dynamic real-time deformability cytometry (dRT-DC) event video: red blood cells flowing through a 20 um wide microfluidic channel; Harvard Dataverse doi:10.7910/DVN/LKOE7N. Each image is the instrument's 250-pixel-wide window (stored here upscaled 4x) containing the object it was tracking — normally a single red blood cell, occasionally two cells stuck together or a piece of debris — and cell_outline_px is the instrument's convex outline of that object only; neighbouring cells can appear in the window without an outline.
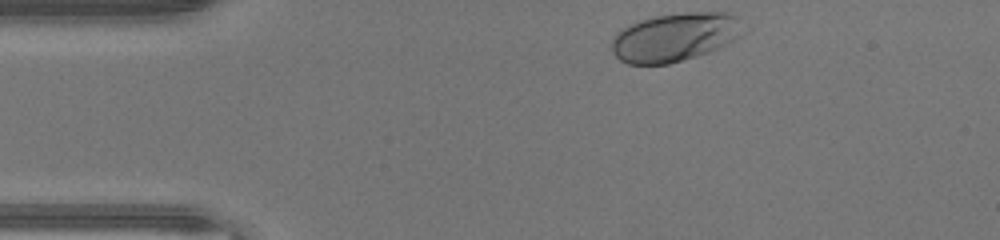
{"species": "human", "species_latin": "Homo sapiens", "temperature_condition": "warm", "stored_images_in_passage": 30, "camera_frame_rate_fps": 3000, "um_per_image_px": 0.085, "donor": {"sex": "male"}, "frame": {"image": 1, "passage_image": 1, "time_ms": 0.0, "image_size_px": [1000, 240], "cell_outline_px": [[752, 28], [748, 32], [736, 40], [708, 52], [696, 56], [668, 64], [628, 64], [620, 60], [612, 52], [612, 40], [616, 32], [628, 24], [640, 20], [656, 16], [684, 12], [732, 12]], "centroid_in_image_um": [57.48, 3.13], "position_along_channel_um": 27.5, "area_um2": 38.09}}
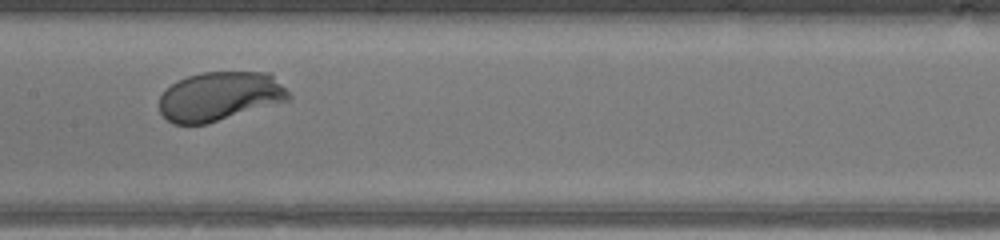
{"frame": {"image": 2, "passage_image": 16, "time_ms": 5.0, "image_size_px": [1000, 240], "cell_outline_px": [[292, 100], [208, 124], [172, 124], [160, 112], [160, 96], [176, 80], [200, 72], [268, 72], [292, 96]], "centroid_in_image_um": [18.69, 8.2], "position_along_channel_um": 188.7, "area_um2": 37.17}}
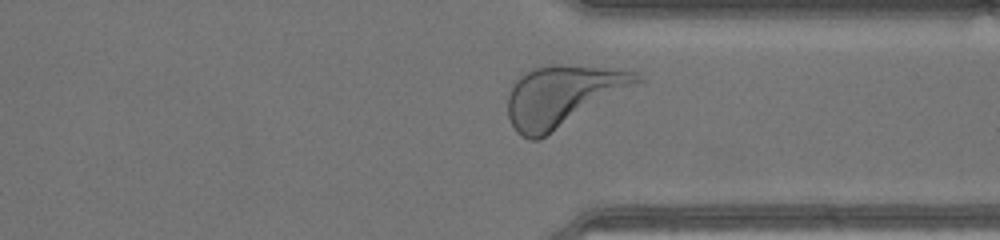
{"frame": {"image": 3, "passage_image": 28, "time_ms": 9.0, "image_size_px": [1000, 240], "cell_outline_px": [[644, 80], [540, 140], [528, 140], [520, 136], [516, 132], [508, 116], [508, 96], [512, 84], [520, 76], [536, 68], [560, 64], [564, 64], [604, 68], [640, 72], [644, 76]], "centroid_in_image_um": [47.81, 8.17], "position_along_channel_um": 363.6, "area_um2": 45.55}, "authors_computed_cell_mechanics": {"area_um2": 37.5122, "velocity_mm_per_s": 4.3942, "shape_relaxation_time_tau1_ms": 1.5679, "shape_relaxation_time_tau2_ms": 5.0723, "deformation_change_tau1": 0.1476, "deformation_change_tau2": 0.1899}}